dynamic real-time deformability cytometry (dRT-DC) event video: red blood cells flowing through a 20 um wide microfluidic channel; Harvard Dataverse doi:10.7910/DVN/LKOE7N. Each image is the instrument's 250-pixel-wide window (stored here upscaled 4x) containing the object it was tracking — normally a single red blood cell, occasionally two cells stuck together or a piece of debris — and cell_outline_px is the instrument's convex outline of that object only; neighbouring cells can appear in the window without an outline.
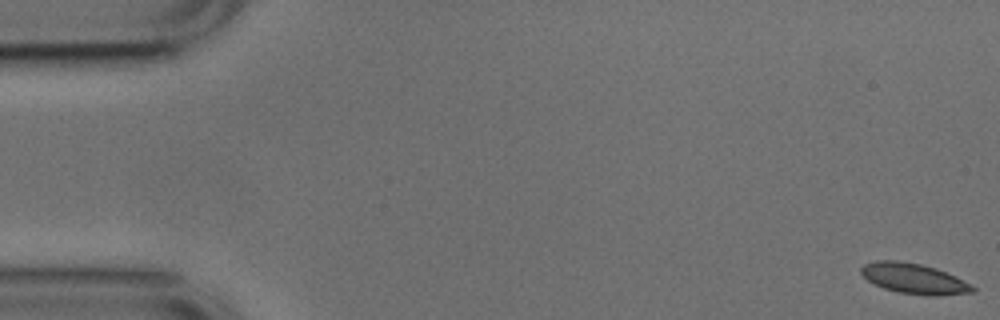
{"species": "common noctule bat (a hibernating species)", "species_latin": "Nyctalus noctula", "temperature_condition": "cold", "stored_images_in_passage": 14, "camera_frame_rate_fps": 3000, "um_per_image_px": 0.085, "animal": {"sex": "male", "body_mass_g": 17.9, "forearm_length_mm": 54.2}, "frame": {"image": 1, "passage_image": 1, "time_ms": 0.0, "image_size_px": [1000, 320], "cell_outline_px": [[976, 288], [972, 292], [936, 296], [928, 296], [900, 292], [884, 288], [868, 280], [860, 272], [860, 268], [864, 264], [876, 260], [900, 260], [920, 264], [936, 268], [972, 284]], "centroid_in_image_um": [77.69, 23.67], "position_along_channel_um": 7.3, "area_um2": 19.59}}